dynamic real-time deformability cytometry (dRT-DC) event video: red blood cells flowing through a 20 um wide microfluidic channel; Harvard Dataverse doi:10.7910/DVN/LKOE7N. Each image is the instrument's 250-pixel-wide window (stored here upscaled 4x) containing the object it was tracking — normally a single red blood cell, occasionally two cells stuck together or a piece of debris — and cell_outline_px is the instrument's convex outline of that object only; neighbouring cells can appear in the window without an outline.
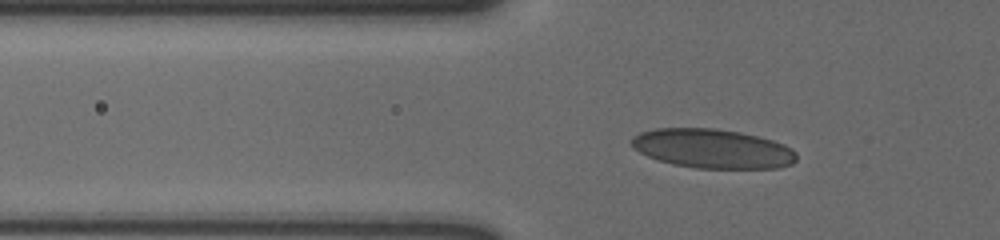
{"species": "human", "species_latin": "Homo sapiens", "temperature_condition": "cold", "stored_images_in_passage": 50, "camera_frame_rate_fps": 3000, "um_per_image_px": 0.085, "donor": {"sex": "male"}, "frame": {"image": 1, "passage_image": 13, "time_ms": 4.0, "image_size_px": [1000, 240], "cell_outline_px": [[796, 160], [792, 164], [780, 168], [696, 168], [672, 164], [648, 156], [632, 148], [632, 136], [640, 132], [656, 128], [716, 128], [740, 132], [772, 140], [784, 144], [792, 148], [796, 152]], "centroid_in_image_um": [60.58, 12.63], "position_along_channel_um": 65.2, "area_um2": 37.8}}
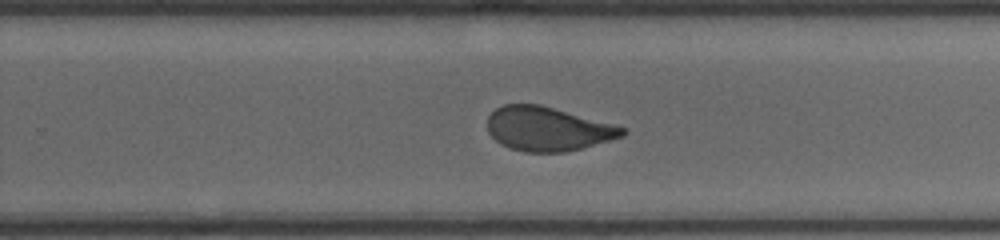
{"frame": {"image": 2, "passage_image": 32, "time_ms": 10.333, "image_size_px": [1000, 240], "cell_outline_px": [[628, 132], [624, 136], [580, 148], [564, 152], [524, 152], [500, 144], [488, 132], [488, 116], [496, 108], [504, 104], [540, 104], [612, 124], [624, 128]], "centroid_in_image_um": [46.53, 10.95], "position_along_channel_um": 283.3, "area_um2": 34.28}}
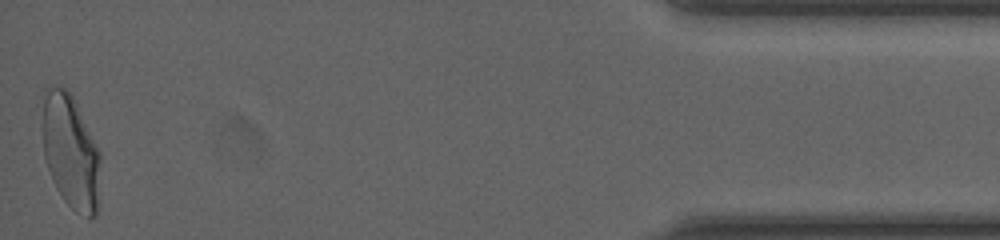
{"frame": {"image": 3, "passage_image": 50, "time_ms": 16.333, "image_size_px": [1000, 240], "cell_outline_px": [[100, 204], [96, 216], [88, 220], [76, 212], [64, 200], [56, 188], [52, 180], [44, 156], [44, 88], [64, 88], [72, 96], [100, 152]], "centroid_in_image_um": [6.06, 13.03], "position_along_channel_um": 429.1, "area_um2": 38.38}, "authors_computed_cell_mechanics": {"area_um2": 35.9227, "velocity_mm_per_s": 3.6026, "shape_relaxation_time_tau1_ms": 5.0157, "shape_relaxation_time_tau2_ms": 0.6671, "deformation_change_tau1": 0.1483, "deformation_change_tau2": 0.0591}}